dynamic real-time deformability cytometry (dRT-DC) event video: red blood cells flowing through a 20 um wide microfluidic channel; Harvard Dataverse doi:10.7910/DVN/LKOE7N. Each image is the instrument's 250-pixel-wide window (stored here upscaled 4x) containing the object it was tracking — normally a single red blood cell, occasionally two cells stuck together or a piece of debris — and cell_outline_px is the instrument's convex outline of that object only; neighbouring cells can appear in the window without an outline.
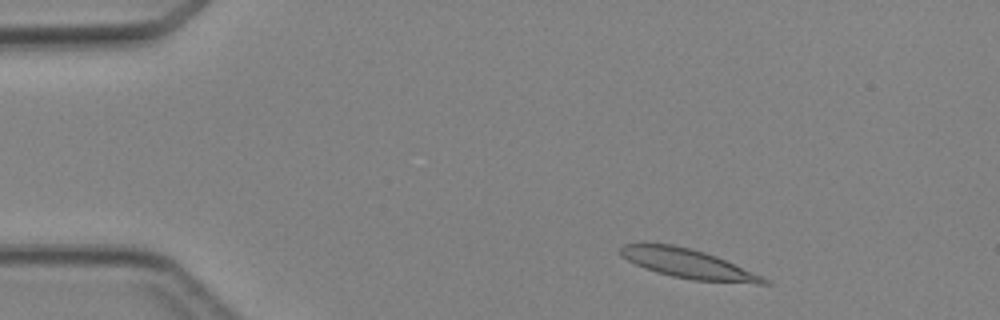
{"species": "Egyptian fruit bat (a non-hibernating species)", "species_latin": "Rousettus aegyptiacus", "temperature_condition": "cold", "stored_images_in_passage": 4, "camera_frame_rate_fps": 3000, "um_per_image_px": 0.085, "animal": {"sex": "female"}, "frame": {"image": 1, "passage_image": 1, "time_ms": 0.0, "image_size_px": [1000, 320], "cell_outline_px": [[772, 284], [756, 284], [692, 280], [672, 276], [656, 272], [644, 268], [620, 256], [620, 248], [624, 244], [672, 244], [692, 248], [716, 256], [764, 276]], "centroid_in_image_um": [58.53, 22.43], "position_along_channel_um": 26.5, "area_um2": 24.51}}
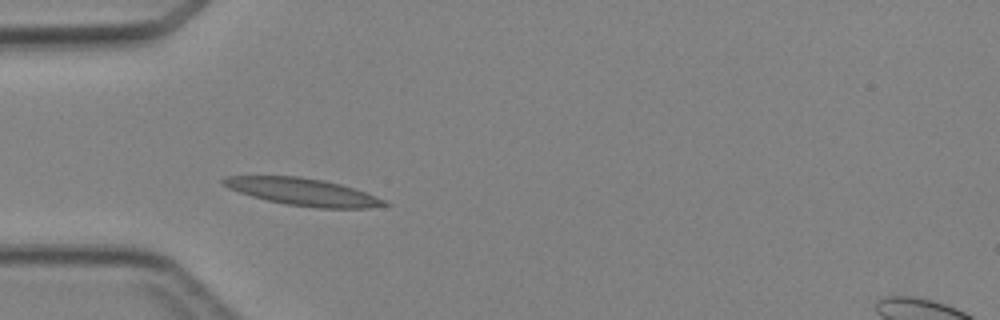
{"frame": {"image": 2, "passage_image": 3, "time_ms": 2.333, "image_size_px": [1000, 320], "cell_outline_px": [[392, 204], [368, 208], [320, 208], [284, 204], [252, 196], [228, 188], [220, 184], [220, 180], [228, 176], [300, 176], [324, 180], [340, 184], [364, 192], [384, 200]], "centroid_in_image_um": [25.71, 16.3], "position_along_channel_um": 59.3, "area_um2": 25.37}}